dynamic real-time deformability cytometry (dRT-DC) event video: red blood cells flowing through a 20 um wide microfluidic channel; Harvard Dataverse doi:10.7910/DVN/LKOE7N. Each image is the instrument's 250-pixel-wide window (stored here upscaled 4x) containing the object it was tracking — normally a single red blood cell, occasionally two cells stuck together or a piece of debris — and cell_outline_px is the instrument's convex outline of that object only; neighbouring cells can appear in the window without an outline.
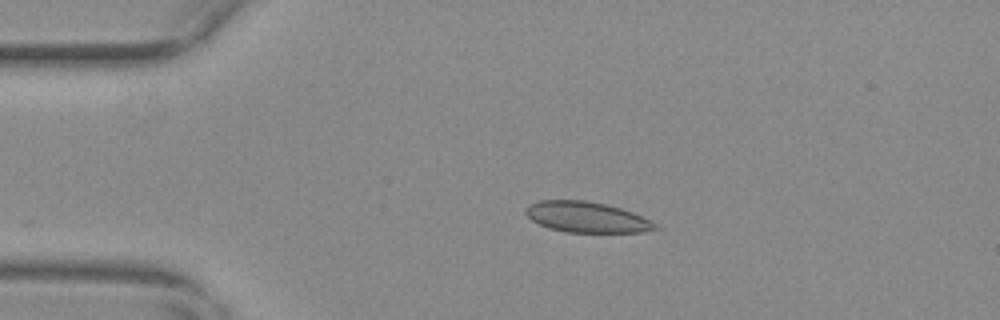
{"species": "common noctule bat (a hibernating species)", "species_latin": "Nyctalus noctula", "temperature_condition": "warm", "stored_images_in_passage": 27, "camera_frame_rate_fps": 3000, "um_per_image_px": 0.085, "animal": {"sex": "female", "body_mass_g": 29.2, "forearm_length_mm": 56.3}, "frame": {"image": 1, "passage_image": 1, "time_ms": 0.0, "image_size_px": [1000, 320], "cell_outline_px": [[660, 228], [644, 232], [564, 232], [548, 228], [532, 220], [524, 212], [524, 208], [528, 204], [540, 200], [584, 200], [604, 204], [620, 208], [632, 212], [652, 220], [660, 224]], "centroid_in_image_um": [49.88, 18.46], "position_along_channel_um": 35.1, "area_um2": 23.35}}
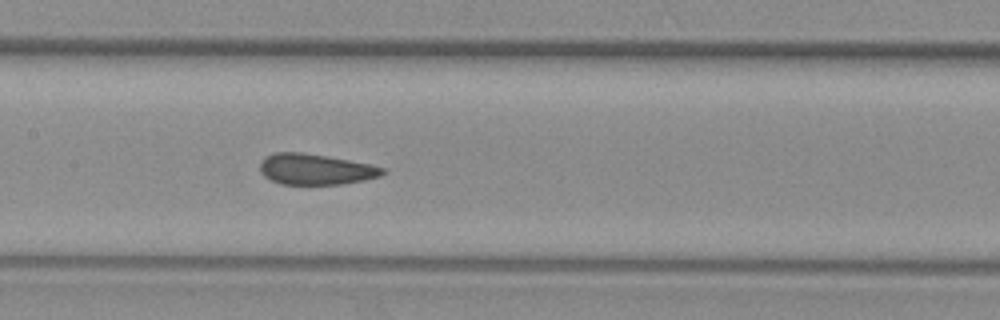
{"frame": {"image": 2, "passage_image": 16, "time_ms": 5.0, "image_size_px": [1000, 320], "cell_outline_px": [[388, 172], [380, 176], [364, 180], [344, 184], [280, 184], [264, 176], [260, 172], [260, 164], [264, 156], [276, 152], [300, 152], [372, 164], [384, 168]], "centroid_in_image_um": [26.83, 14.39], "position_along_channel_um": 180.6, "area_um2": 22.02}}
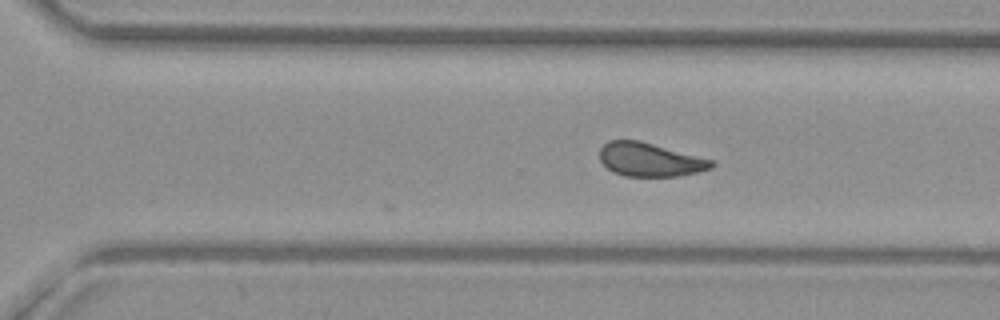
{"frame": {"image": 3, "passage_image": 27, "time_ms": 8.667, "image_size_px": [1000, 320], "cell_outline_px": [[716, 164], [712, 168], [696, 172], [676, 176], [624, 176], [612, 172], [600, 160], [600, 148], [608, 140], [640, 140], [716, 160]], "centroid_in_image_um": [55.27, 13.56], "position_along_channel_um": 315.3, "area_um2": 22.14}}